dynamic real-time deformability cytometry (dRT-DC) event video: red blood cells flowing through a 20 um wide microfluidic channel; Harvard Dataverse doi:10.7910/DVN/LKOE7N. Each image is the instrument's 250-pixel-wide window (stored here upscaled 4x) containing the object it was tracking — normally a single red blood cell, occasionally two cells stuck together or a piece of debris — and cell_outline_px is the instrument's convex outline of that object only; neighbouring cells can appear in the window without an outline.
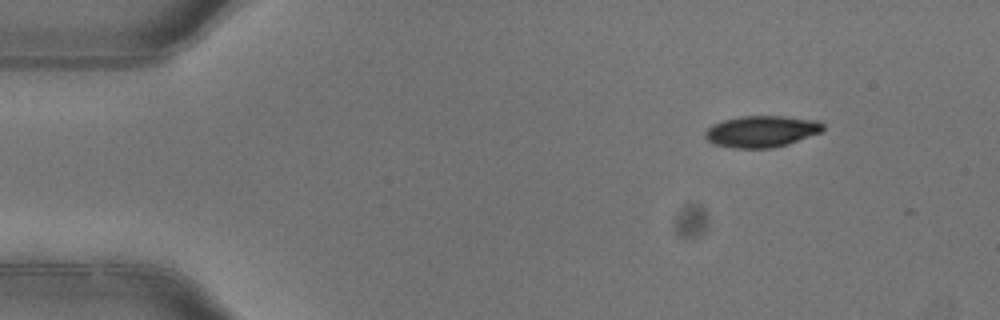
{"species": "common noctule bat (a hibernating species)", "species_latin": "Nyctalus noctula", "temperature_condition": "warm", "stored_images_in_passage": 3, "camera_frame_rate_fps": 3000, "um_per_image_px": 0.085, "animal": {"sex": "female"}, "frame": {"image": 1, "passage_image": 3, "time_ms": 0.667, "image_size_px": [1000, 320], "cell_outline_px": [[824, 128], [820, 132], [788, 144], [772, 148], [736, 148], [716, 144], [708, 140], [704, 136], [704, 132], [712, 124], [724, 120], [740, 116], [784, 116], [816, 120], [824, 124]], "centroid_in_image_um": [64.72, 11.16], "position_along_channel_um": 20.3, "area_um2": 21.5}}